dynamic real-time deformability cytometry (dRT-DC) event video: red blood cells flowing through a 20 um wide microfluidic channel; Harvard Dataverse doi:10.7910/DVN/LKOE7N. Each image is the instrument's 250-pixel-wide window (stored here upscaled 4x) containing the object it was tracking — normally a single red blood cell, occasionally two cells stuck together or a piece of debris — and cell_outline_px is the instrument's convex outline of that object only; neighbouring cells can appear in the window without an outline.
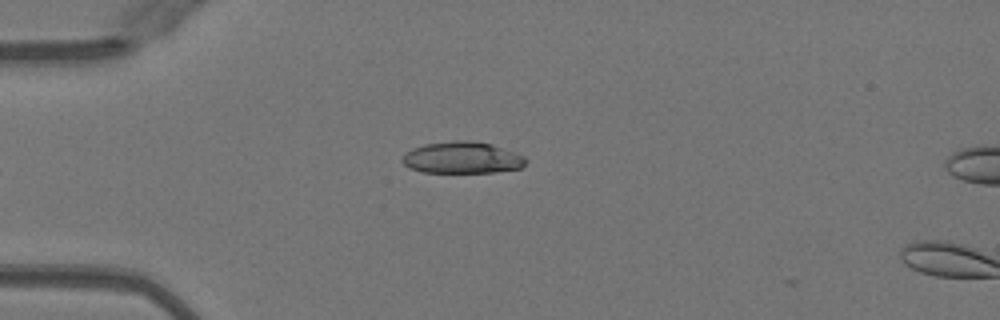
{"species": "Egyptian fruit bat (a non-hibernating species)", "species_latin": "Rousettus aegyptiacus", "temperature_condition": "warm", "stored_images_in_passage": 4, "camera_frame_rate_fps": 3000, "um_per_image_px": 0.085, "animal": {"sex": "female"}, "frame": {"image": 1, "passage_image": 3, "time_ms": 0.667, "image_size_px": [1000, 320], "cell_outline_px": [[528, 160], [520, 168], [492, 172], [424, 172], [408, 168], [400, 160], [412, 148], [424, 144], [452, 140], [464, 140], [492, 144], [524, 156]], "centroid_in_image_um": [39.26, 13.4], "position_along_channel_um": 45.7, "area_um2": 22.66}}